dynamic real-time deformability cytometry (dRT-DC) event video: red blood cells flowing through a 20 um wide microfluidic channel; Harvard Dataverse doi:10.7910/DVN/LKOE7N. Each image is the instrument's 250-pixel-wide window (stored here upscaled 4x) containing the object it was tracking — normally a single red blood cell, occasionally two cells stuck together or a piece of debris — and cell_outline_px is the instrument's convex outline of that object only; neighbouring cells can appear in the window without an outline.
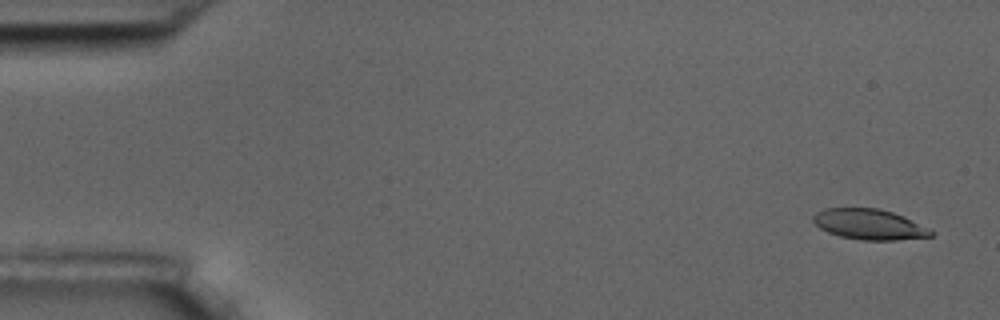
{"species": "common noctule bat (a hibernating species)", "species_latin": "Nyctalus noctula", "temperature_condition": "room temperature", "stored_images_in_passage": 6, "camera_frame_rate_fps": 3000, "um_per_image_px": 0.085, "animal": {"sex": "male", "body_mass_g": 17.5, "forearm_length_mm": 52.3}, "frame": {"image": 1, "passage_image": 1, "time_ms": 0.0, "image_size_px": [1000, 320], "cell_outline_px": [[936, 232], [932, 236], [896, 240], [860, 240], [840, 236], [828, 232], [820, 228], [812, 220], [812, 216], [816, 212], [824, 208], [880, 208], [904, 216]], "centroid_in_image_um": [73.88, 19.06], "position_along_channel_um": 11.1, "area_um2": 20.98}}